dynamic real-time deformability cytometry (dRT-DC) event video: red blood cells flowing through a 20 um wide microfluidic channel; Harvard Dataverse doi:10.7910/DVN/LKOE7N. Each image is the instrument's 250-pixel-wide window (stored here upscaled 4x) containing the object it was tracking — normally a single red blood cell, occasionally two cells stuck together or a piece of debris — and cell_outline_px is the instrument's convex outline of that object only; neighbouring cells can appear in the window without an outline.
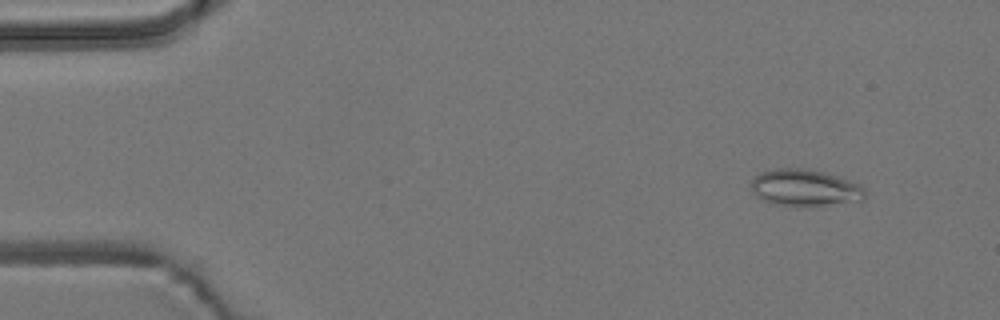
{"species": "common noctule bat (a hibernating species)", "species_latin": "Nyctalus noctula", "temperature_condition": "room temperature", "stored_images_in_passage": 55, "camera_frame_rate_fps": 3000, "um_per_image_px": 0.085, "animal": {"sex": "male", "body_mass_g": 19.2, "forearm_length_mm": 51.8}, "frame": {"image": 1, "passage_image": 5, "time_ms": 1.333, "image_size_px": [1000, 320], "cell_outline_px": [[864, 196], [860, 200], [796, 208], [776, 204], [764, 200], [756, 196], [752, 192], [752, 180], [760, 172], [776, 168], [808, 168], [840, 176], [860, 184], [864, 188]], "centroid_in_image_um": [68.39, 15.95], "position_along_channel_um": 16.6, "area_um2": 24.57}}
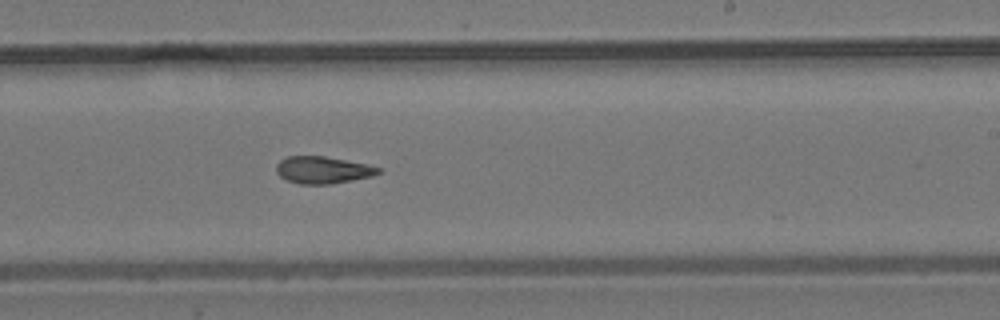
{"frame": {"image": 2, "passage_image": 33, "time_ms": 10.667, "image_size_px": [1000, 320], "cell_outline_px": [[380, 172], [372, 176], [332, 184], [300, 184], [288, 180], [280, 176], [276, 172], [276, 164], [280, 160], [288, 156], [324, 156], [368, 164], [380, 168]], "centroid_in_image_um": [27.43, 14.44], "position_along_channel_um": 261.6, "area_um2": 16.07}}
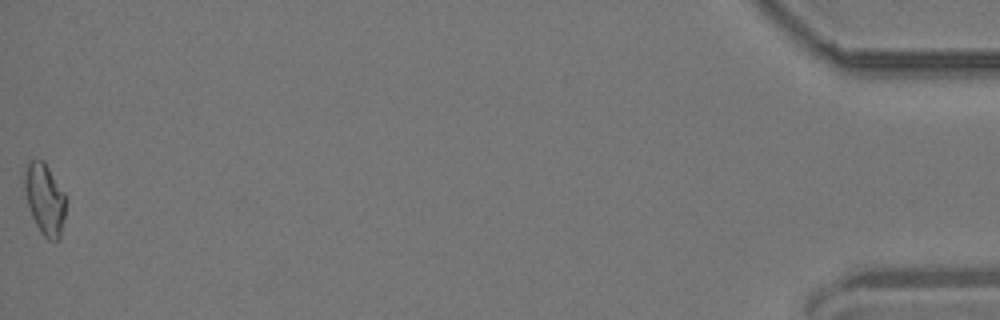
{"frame": {"image": 3, "passage_image": 55, "time_ms": 18.0, "image_size_px": [1000, 320], "cell_outline_px": [[68, 200], [60, 240], [48, 240], [40, 232], [32, 216], [28, 204], [24, 188], [24, 172], [28, 160], [36, 156], [44, 160], [64, 192]], "centroid_in_image_um": [3.82, 16.88], "position_along_channel_um": 431.4, "area_um2": 17.69}, "authors_computed_cell_mechanics": {"area_um2": 16.8776, "velocity_mm_per_s": 3.7348, "shape_relaxation_time_tau1_ms": null, "shape_relaxation_time_tau2_ms": 4.8368, "deformation_change_tau1": null, "deformation_change_tau2": 0.1114}}